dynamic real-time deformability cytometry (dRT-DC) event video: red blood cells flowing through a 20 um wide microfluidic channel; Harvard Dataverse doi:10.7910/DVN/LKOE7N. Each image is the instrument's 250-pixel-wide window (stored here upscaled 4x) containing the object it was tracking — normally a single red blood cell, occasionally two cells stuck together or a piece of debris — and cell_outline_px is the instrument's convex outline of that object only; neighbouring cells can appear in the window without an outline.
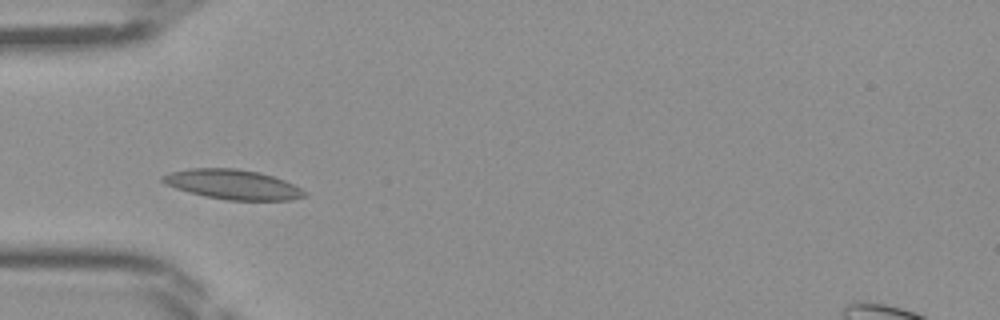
{"species": "Egyptian fruit bat (a non-hibernating species)", "species_latin": "Rousettus aegyptiacus", "temperature_condition": "room temperature", "stored_images_in_passage": 33, "camera_frame_rate_fps": 3000, "um_per_image_px": 0.085, "frame": {"image": 1, "passage_image": 1, "time_ms": 0.0, "image_size_px": [1000, 320], "cell_outline_px": [[308, 196], [292, 200], [228, 200], [204, 196], [176, 188], [164, 184], [160, 180], [160, 176], [172, 172], [192, 168], [236, 168], [260, 172], [284, 180], [308, 192]], "centroid_in_image_um": [19.8, 15.68], "position_along_channel_um": 65.2, "area_um2": 24.62}}
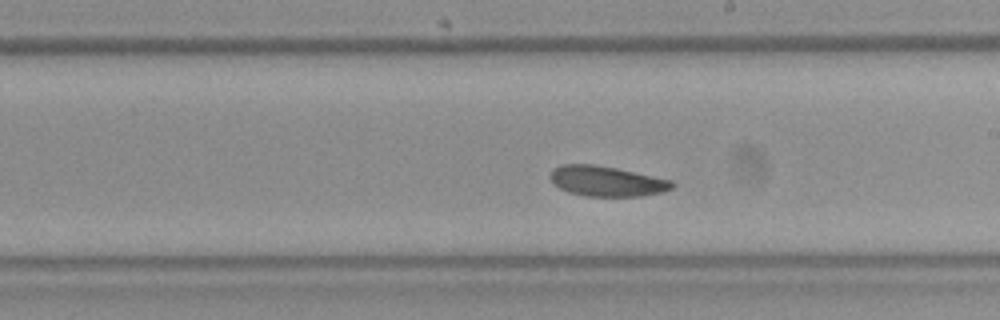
{"frame": {"image": 2, "passage_image": 13, "time_ms": 4.0, "image_size_px": [1000, 320], "cell_outline_px": [[676, 184], [672, 188], [664, 192], [640, 196], [584, 196], [568, 192], [560, 188], [552, 180], [552, 168], [560, 164], [596, 164], [616, 168], [672, 180]], "centroid_in_image_um": [51.59, 15.4], "position_along_channel_um": 237.4, "area_um2": 21.44}}
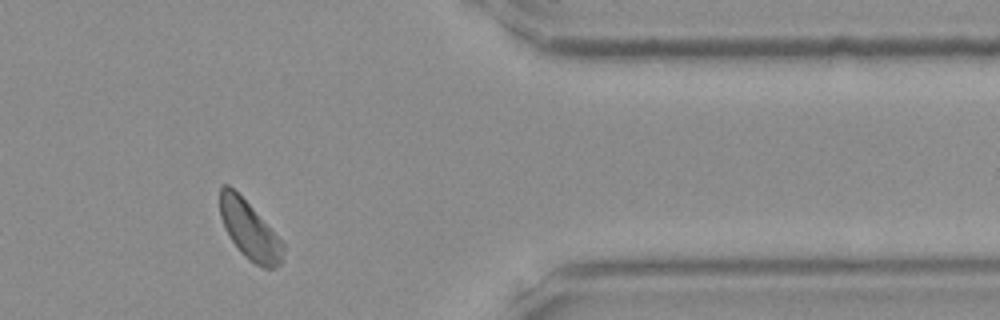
{"frame": {"image": 3, "passage_image": 25, "time_ms": 8.0, "image_size_px": [1000, 320], "cell_outline_px": [[284, 248], [280, 264], [272, 268], [264, 268], [248, 260], [240, 252], [224, 228], [220, 216], [220, 184], [228, 184], [252, 208], [284, 244]], "centroid_in_image_um": [21.17, 19.57], "position_along_channel_um": 390.2, "area_um2": 20.87}}